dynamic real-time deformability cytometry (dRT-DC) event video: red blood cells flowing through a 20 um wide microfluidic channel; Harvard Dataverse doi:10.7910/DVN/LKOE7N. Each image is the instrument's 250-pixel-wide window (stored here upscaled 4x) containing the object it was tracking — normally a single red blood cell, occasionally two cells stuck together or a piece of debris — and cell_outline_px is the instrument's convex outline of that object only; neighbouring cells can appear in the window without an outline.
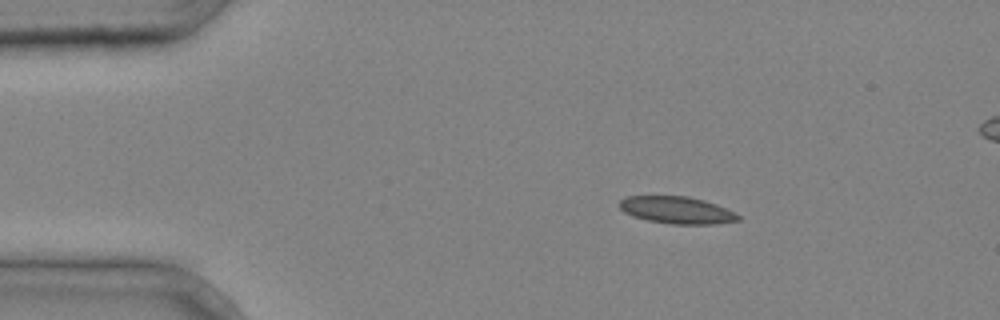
{"species": "common noctule bat (a hibernating species)", "species_latin": "Nyctalus noctula", "temperature_condition": "cold", "stored_images_in_passage": 35, "camera_frame_rate_fps": 3000, "um_per_image_px": 0.085, "animal": {"sex": "male", "body_mass_g": 20.4}, "frame": {"image": 1, "passage_image": 1, "time_ms": 0.0, "image_size_px": [1000, 320], "cell_outline_px": [[740, 220], [716, 224], [672, 224], [648, 220], [632, 216], [624, 212], [616, 204], [624, 196], [688, 196], [704, 200], [716, 204], [740, 216]], "centroid_in_image_um": [57.47, 17.85], "position_along_channel_um": 27.5, "area_um2": 18.79}}
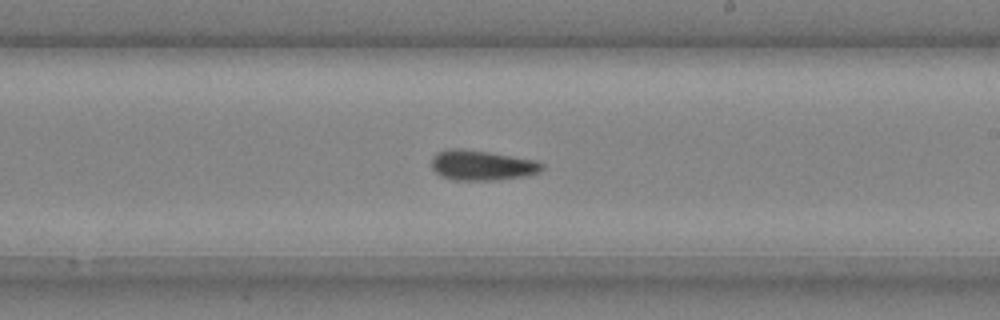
{"frame": {"image": 2, "passage_image": 19, "time_ms": 6.0, "image_size_px": [1000, 320], "cell_outline_px": [[544, 168], [540, 172], [528, 176], [492, 180], [452, 180], [440, 176], [432, 168], [432, 156], [436, 152], [448, 148], [464, 148], [536, 160], [544, 164]], "centroid_in_image_um": [40.95, 14.04], "position_along_channel_um": 248.0, "area_um2": 19.65}}
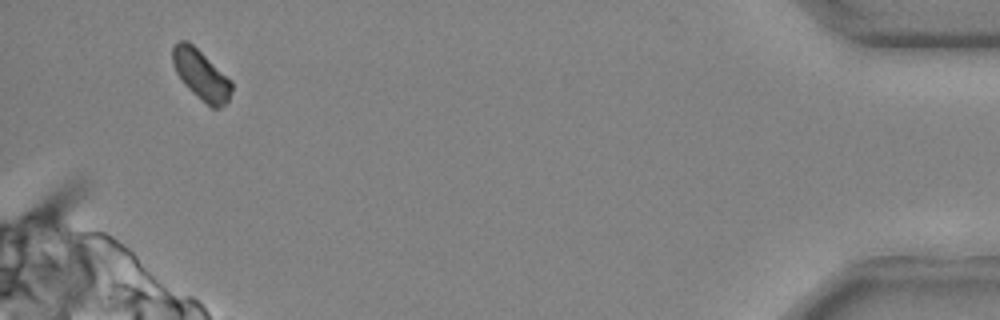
{"frame": {"image": 3, "passage_image": 34, "time_ms": 11.0, "image_size_px": [1000, 320], "cell_outline_px": [[232, 88], [228, 100], [220, 108], [212, 108], [192, 92], [184, 84], [176, 72], [172, 64], [172, 44], [176, 40], [188, 40], [232, 80]], "centroid_in_image_um": [17.07, 6.32], "position_along_channel_um": 418.1, "area_um2": 17.22}}